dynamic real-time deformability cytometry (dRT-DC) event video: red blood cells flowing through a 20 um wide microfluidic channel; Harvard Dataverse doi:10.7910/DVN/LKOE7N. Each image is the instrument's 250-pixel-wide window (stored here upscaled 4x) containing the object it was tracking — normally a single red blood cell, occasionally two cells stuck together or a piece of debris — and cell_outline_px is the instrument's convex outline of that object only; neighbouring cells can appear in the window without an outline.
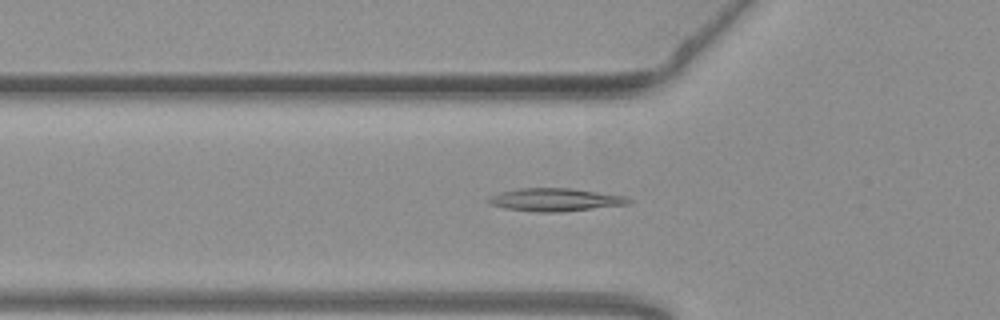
{"species": "common noctule bat (a hibernating species)", "species_latin": "Nyctalus noctula", "temperature_condition": "warm", "stored_images_in_passage": 53, "camera_frame_rate_fps": 3000, "um_per_image_px": 0.085, "animal": {"sex": "female", "body_mass_g": 19.3, "forearm_length_mm": 54.1}, "frame": {"image": 1, "passage_image": 17, "time_ms": 5.333, "image_size_px": [1000, 320], "cell_outline_px": [[632, 200], [628, 204], [560, 212], [536, 212], [504, 208], [492, 204], [484, 200], [500, 192], [520, 188], [568, 188], [624, 196]], "centroid_in_image_um": [47.15, 16.98], "position_along_channel_um": 78.7, "area_um2": 18.44}}
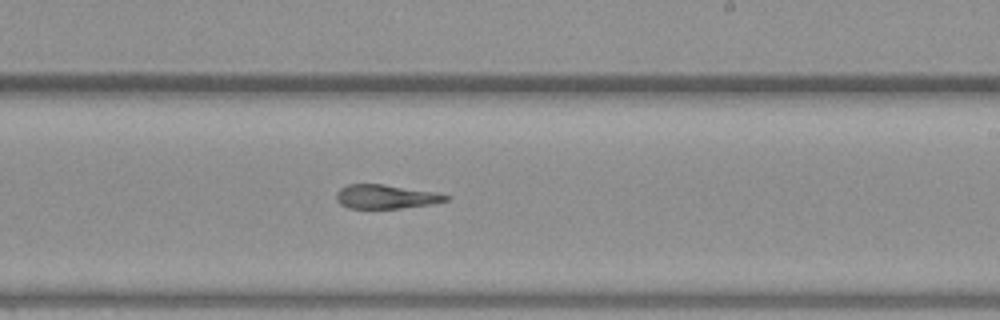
{"frame": {"image": 2, "passage_image": 31, "time_ms": 10.0, "image_size_px": [1000, 320], "cell_outline_px": [[452, 196], [448, 200], [428, 204], [400, 208], [348, 208], [340, 204], [336, 200], [336, 192], [340, 188], [348, 184], [384, 184], [436, 192]], "centroid_in_image_um": [32.77, 16.7], "position_along_channel_um": 256.2, "area_um2": 15.32}}
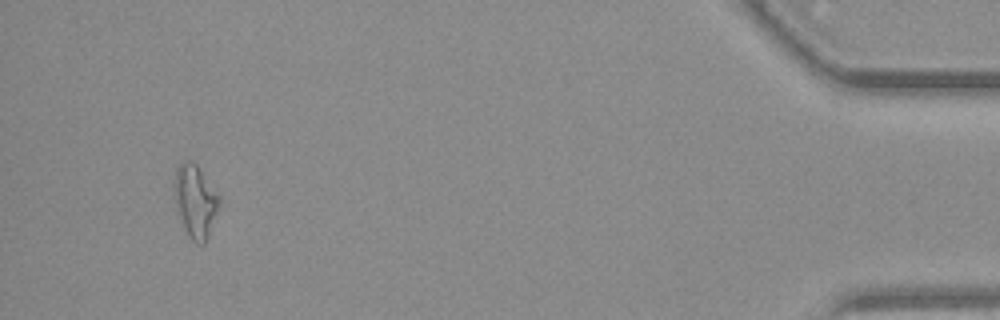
{"frame": {"image": 3, "passage_image": 50, "time_ms": 16.333, "image_size_px": [1000, 320], "cell_outline_px": [[220, 200], [208, 236], [204, 244], [196, 244], [188, 236], [176, 212], [176, 168], [184, 160], [192, 160], [196, 164], [220, 196]], "centroid_in_image_um": [16.6, 17.11], "position_along_channel_um": 418.6, "area_um2": 18.61}, "authors_computed_cell_mechanics": {"area_um2": 17.34, "velocity_mm_per_s": 3.7877, "shape_relaxation_time_tau1_ms": null, "shape_relaxation_time_tau2_ms": 2.0684, "deformation_change_tau1": null, "deformation_change_tau2": 0.1227}}